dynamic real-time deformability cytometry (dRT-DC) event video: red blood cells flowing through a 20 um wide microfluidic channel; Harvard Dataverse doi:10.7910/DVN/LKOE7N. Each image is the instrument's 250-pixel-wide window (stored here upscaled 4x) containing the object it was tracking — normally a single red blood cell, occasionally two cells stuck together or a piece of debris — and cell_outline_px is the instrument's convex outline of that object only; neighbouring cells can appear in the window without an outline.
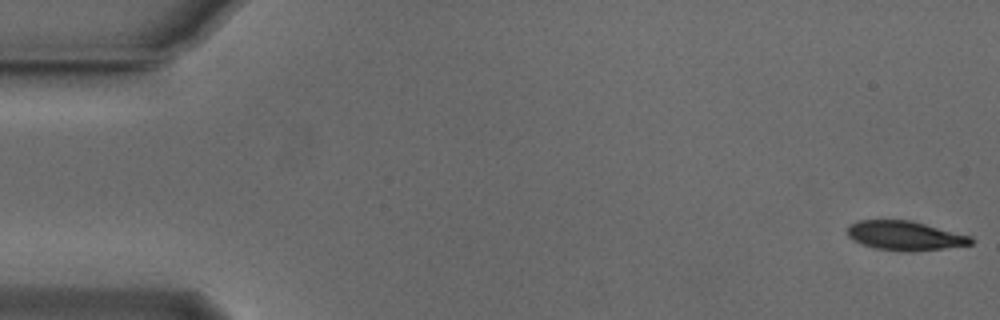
{"species": "Egyptian fruit bat (a non-hibernating species)", "species_latin": "Rousettus aegyptiacus", "temperature_condition": "cold", "stored_images_in_passage": 54, "camera_frame_rate_fps": 3000, "um_per_image_px": 0.085, "animal": {"sex": "male"}, "frame": {"image": 1, "passage_image": 1, "time_ms": 0.0, "image_size_px": [1000, 320], "cell_outline_px": [[972, 244], [912, 252], [904, 252], [872, 248], [860, 244], [848, 236], [848, 224], [856, 220], [912, 220], [972, 236]], "centroid_in_image_um": [76.88, 20.03], "position_along_channel_um": 8.1, "area_um2": 21.33}}
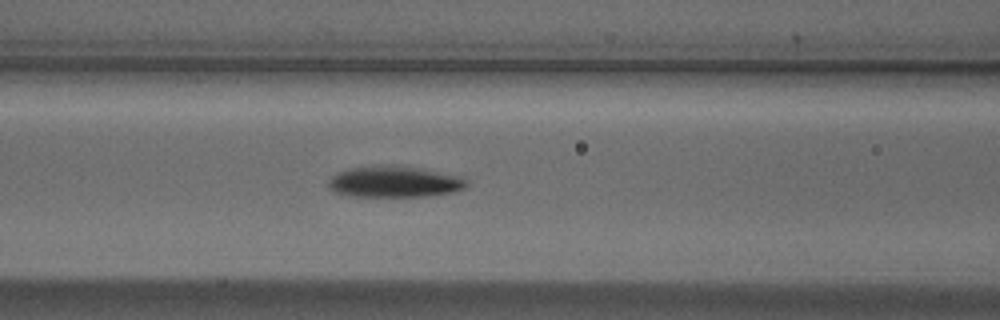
{"frame": {"image": 2, "passage_image": 22, "time_ms": 7.0, "image_size_px": [1000, 320], "cell_outline_px": [[468, 188], [452, 192], [428, 196], [348, 196], [332, 192], [328, 188], [328, 180], [332, 176], [340, 172], [352, 168], [420, 168], [464, 176], [468, 180]], "centroid_in_image_um": [33.59, 15.5], "position_along_channel_um": 133.0, "area_um2": 24.51}}
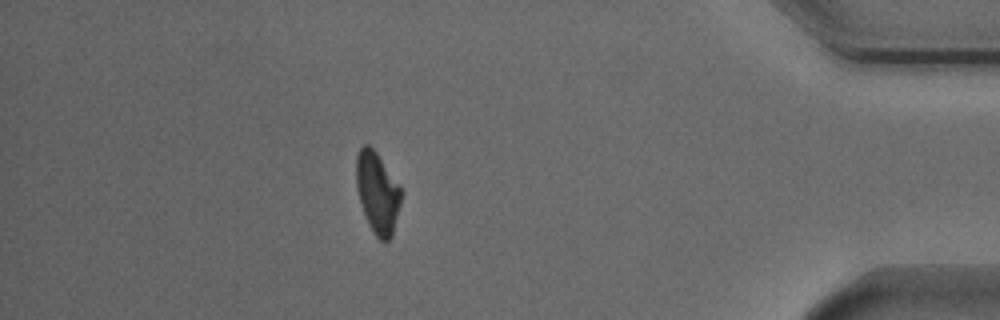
{"frame": {"image": 3, "passage_image": 47, "time_ms": 15.333, "image_size_px": [1000, 320], "cell_outline_px": [[404, 192], [392, 236], [388, 240], [380, 240], [376, 236], [368, 224], [360, 204], [356, 188], [356, 156], [360, 148], [364, 144], [368, 144], [376, 152], [400, 184]], "centroid_in_image_um": [32.1, 16.37], "position_along_channel_um": 403.1, "area_um2": 21.62}, "authors_computed_cell_mechanics": {"area_um2": 22.8599, "velocity_mm_per_s": 3.8211, "shape_relaxation_time_tau1_ms": 3.6463, "shape_relaxation_time_tau2_ms": null, "deformation_change_tau1": 0.1256, "deformation_change_tau2": null}}